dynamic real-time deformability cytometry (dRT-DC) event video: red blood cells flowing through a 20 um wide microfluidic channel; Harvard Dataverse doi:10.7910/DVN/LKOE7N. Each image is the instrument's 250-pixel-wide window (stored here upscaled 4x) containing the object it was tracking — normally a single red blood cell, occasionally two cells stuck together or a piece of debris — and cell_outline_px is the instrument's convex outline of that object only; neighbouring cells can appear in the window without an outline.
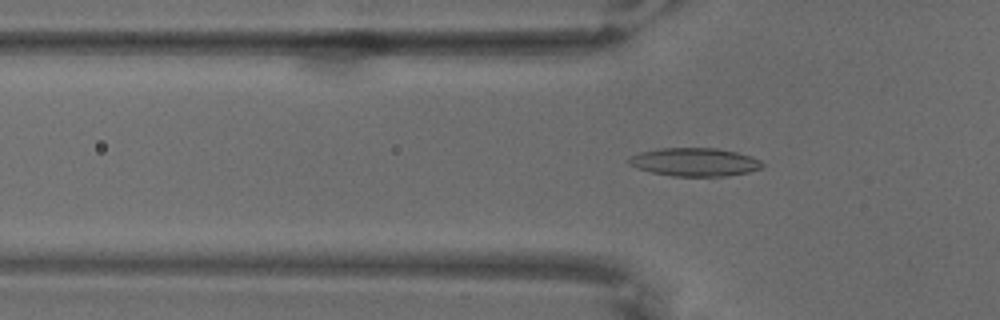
{"species": "common noctule bat (a hibernating species)", "species_latin": "Nyctalus noctula", "temperature_condition": "warm", "stored_images_in_passage": 68, "camera_frame_rate_fps": 3000, "um_per_image_px": 0.085, "animal": {"sex": "male", "body_mass_g": 18.8}, "frame": {"image": 1, "passage_image": 23, "time_ms": 7.333, "image_size_px": [1000, 320], "cell_outline_px": [[764, 164], [760, 168], [748, 172], [728, 176], [672, 176], [652, 172], [636, 168], [628, 164], [624, 160], [640, 152], [660, 148], [716, 148], [736, 152], [752, 156], [760, 160]], "centroid_in_image_um": [59.02, 13.77], "position_along_channel_um": 66.8, "area_um2": 22.08}}
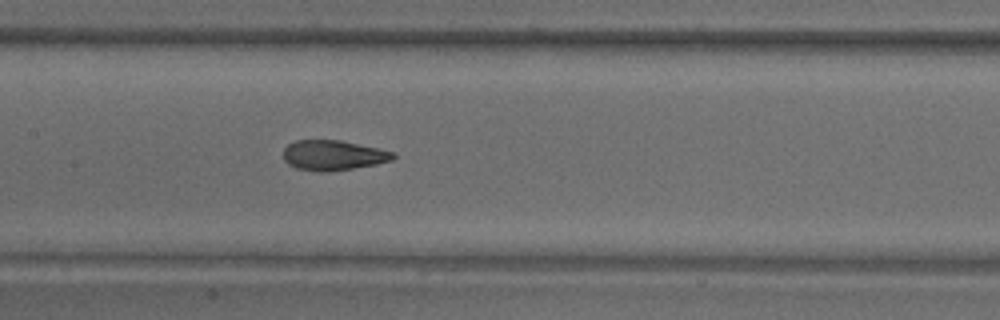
{"frame": {"image": 2, "passage_image": 34, "time_ms": 11.0, "image_size_px": [1000, 320], "cell_outline_px": [[396, 156], [392, 160], [376, 164], [328, 172], [320, 172], [296, 168], [288, 164], [284, 160], [284, 148], [288, 144], [296, 140], [340, 140], [380, 148], [396, 152]], "centroid_in_image_um": [28.34, 13.19], "position_along_channel_um": 179.1, "area_um2": 19.36}}
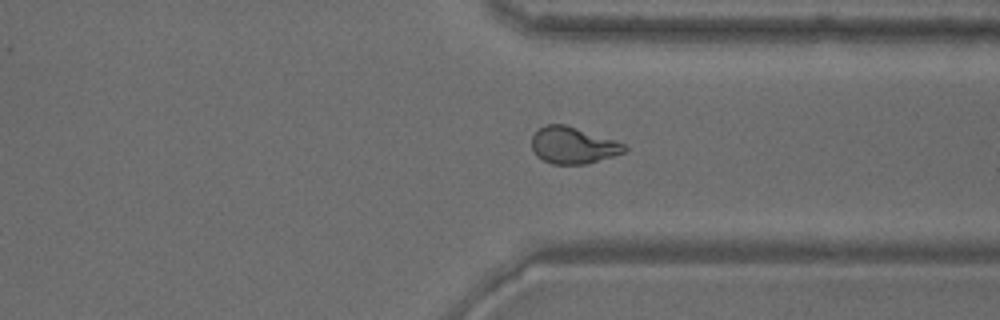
{"frame": {"image": 3, "passage_image": 52, "time_ms": 17.0, "image_size_px": [1000, 320], "cell_outline_px": [[628, 148], [624, 152], [588, 164], [552, 164], [536, 156], [532, 148], [532, 136], [544, 124], [564, 124], [624, 144]], "centroid_in_image_um": [48.67, 12.37], "position_along_channel_um": 362.7, "area_um2": 19.48}}